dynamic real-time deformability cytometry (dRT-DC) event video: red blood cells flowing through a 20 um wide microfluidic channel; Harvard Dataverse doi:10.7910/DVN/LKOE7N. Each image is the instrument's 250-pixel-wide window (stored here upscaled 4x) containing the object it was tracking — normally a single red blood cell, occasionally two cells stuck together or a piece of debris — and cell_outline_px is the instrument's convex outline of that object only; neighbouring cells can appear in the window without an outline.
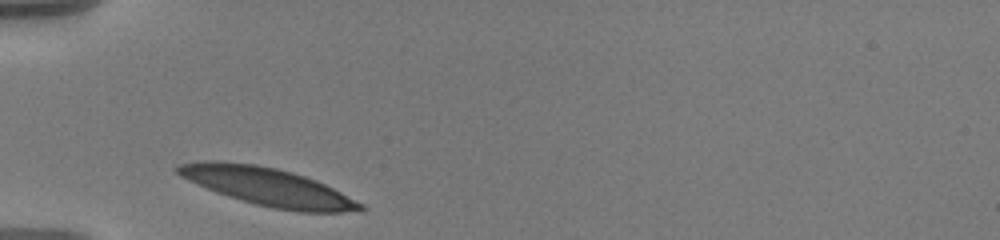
{"species": "human", "species_latin": "Homo sapiens", "temperature_condition": "warm", "stored_images_in_passage": 16, "camera_frame_rate_fps": 3000, "um_per_image_px": 0.085, "donor": {"sex": "male"}, "frame": {"image": 1, "passage_image": 1, "time_ms": 0.0, "image_size_px": [1000, 240], "cell_outline_px": [[368, 208], [360, 212], [300, 212], [272, 208], [256, 204], [228, 196], [216, 192], [188, 180], [180, 176], [176, 172], [176, 168], [180, 164], [204, 160], [216, 160], [256, 164], [276, 168], [292, 172], [316, 180], [364, 204]], "centroid_in_image_um": [22.79, 15.88], "position_along_channel_um": 62.2, "area_um2": 40.29}}
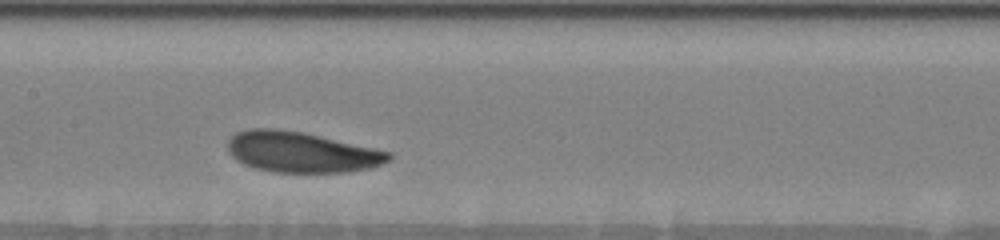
{"frame": {"image": 2, "passage_image": 6, "time_ms": 3.667, "image_size_px": [1000, 240], "cell_outline_px": [[392, 160], [372, 168], [348, 172], [272, 172], [256, 168], [244, 164], [236, 160], [228, 152], [228, 140], [236, 132], [248, 128], [276, 128], [300, 132], [392, 152]], "centroid_in_image_um": [25.61, 12.93], "position_along_channel_um": 181.8, "area_um2": 38.09}}
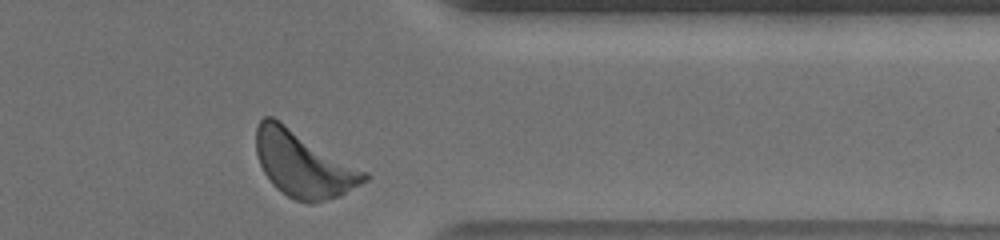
{"frame": {"image": 3, "passage_image": 15, "time_ms": 9.667, "image_size_px": [1000, 240], "cell_outline_px": [[372, 176], [368, 180], [340, 196], [312, 204], [308, 204], [296, 200], [288, 196], [276, 188], [272, 184], [264, 172], [260, 164], [256, 152], [256, 128], [260, 120], [264, 116], [272, 116], [280, 120], [368, 172]], "centroid_in_image_um": [25.8, 13.95], "position_along_channel_um": 385.6, "area_um2": 41.85}, "authors_computed_cell_mechanics": {"area_um2": 37.9746, "velocity_mm_per_s": 3.4756, "shape_relaxation_time_tau1_ms": 1.5031, "shape_relaxation_time_tau2_ms": 4.449, "deformation_change_tau1": 0.072, "deformation_change_tau2": 0.1055}}